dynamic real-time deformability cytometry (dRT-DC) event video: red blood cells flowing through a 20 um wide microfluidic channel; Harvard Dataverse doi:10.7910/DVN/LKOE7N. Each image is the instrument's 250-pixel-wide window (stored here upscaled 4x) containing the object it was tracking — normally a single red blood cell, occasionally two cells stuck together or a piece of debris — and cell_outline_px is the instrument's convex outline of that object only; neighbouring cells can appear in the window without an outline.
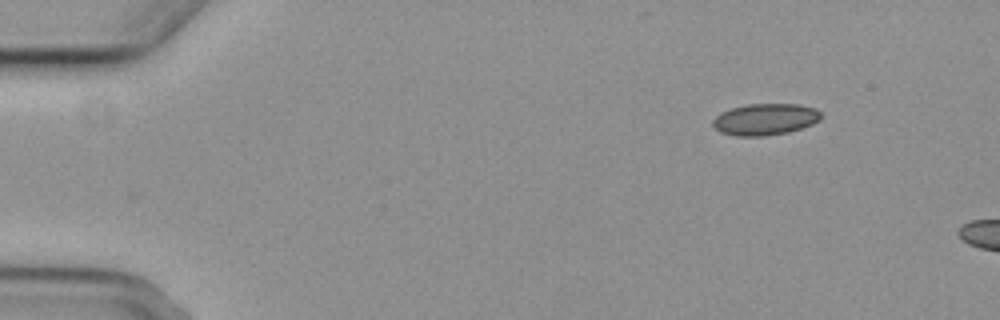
{"species": "common noctule bat (a hibernating species)", "species_latin": "Nyctalus noctula", "temperature_condition": "cold", "stored_images_in_passage": 2, "camera_frame_rate_fps": 3000, "um_per_image_px": 0.085, "animal": {"sex": "female", "body_mass_g": 29.2, "forearm_length_mm": 56.3}, "frame": {"image": 1, "passage_image": 1, "time_ms": 0.0, "image_size_px": [1000, 320], "cell_outline_px": [[820, 120], [812, 124], [788, 132], [764, 136], [736, 136], [720, 132], [712, 124], [712, 120], [720, 112], [732, 108], [748, 104], [800, 104], [816, 108], [820, 112]], "centroid_in_image_um": [65.03, 10.14], "position_along_channel_um": 20.0, "area_um2": 19.88}}